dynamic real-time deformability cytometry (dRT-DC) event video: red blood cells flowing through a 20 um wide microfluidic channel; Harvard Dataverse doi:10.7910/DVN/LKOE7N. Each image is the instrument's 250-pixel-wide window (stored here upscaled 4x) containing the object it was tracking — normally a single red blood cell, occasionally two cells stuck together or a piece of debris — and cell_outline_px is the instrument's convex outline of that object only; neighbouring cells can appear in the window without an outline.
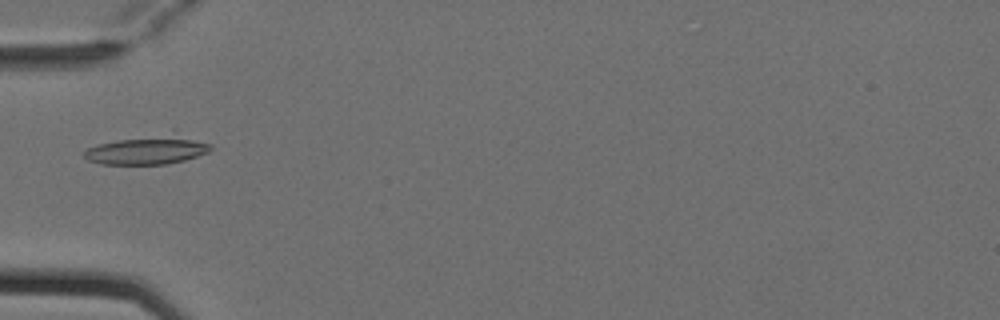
{"species": "Egyptian fruit bat (a non-hibernating species)", "species_latin": "Rousettus aegyptiacus", "temperature_condition": "cold", "stored_images_in_passage": 2, "camera_frame_rate_fps": 3000, "um_per_image_px": 0.085, "animal": {"sex": "female"}, "frame": {"image": 1, "passage_image": 1, "time_ms": 0.0, "image_size_px": [1000, 320], "cell_outline_px": [[212, 148], [208, 152], [184, 160], [168, 164], [100, 164], [88, 160], [84, 156], [84, 152], [88, 148], [100, 144], [116, 140], [192, 140], [212, 144]], "centroid_in_image_um": [12.39, 12.89], "position_along_channel_um": 72.6, "area_um2": 18.5}}
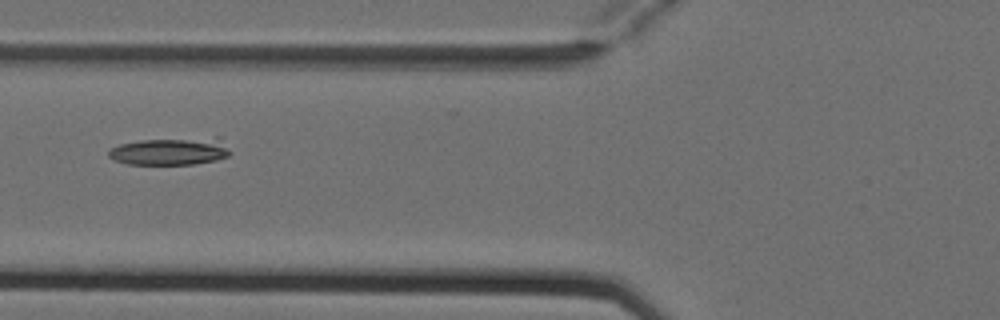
{"frame": {"image": 2, "passage_image": 2, "time_ms": 0.333, "image_size_px": [1000, 320], "cell_outline_px": [[232, 152], [228, 156], [216, 160], [196, 164], [128, 164], [116, 160], [108, 156], [108, 148], [120, 144], [140, 140], [216, 136], [220, 136]], "centroid_in_image_um": [14.54, 12.83], "position_along_channel_um": 111.3, "area_um2": 19.94}}